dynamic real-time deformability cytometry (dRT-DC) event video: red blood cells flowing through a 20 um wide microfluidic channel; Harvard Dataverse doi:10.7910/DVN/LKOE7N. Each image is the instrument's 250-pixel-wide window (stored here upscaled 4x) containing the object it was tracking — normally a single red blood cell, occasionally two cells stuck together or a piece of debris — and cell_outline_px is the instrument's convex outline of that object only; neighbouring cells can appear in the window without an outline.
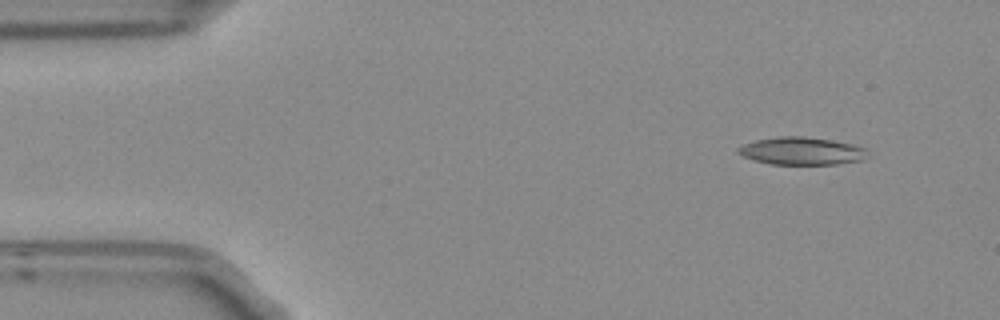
{"species": "Egyptian fruit bat (a non-hibernating species)", "species_latin": "Rousettus aegyptiacus", "temperature_condition": "room temperature", "stored_images_in_passage": 3, "camera_frame_rate_fps": 3000, "um_per_image_px": 0.085, "frame": {"image": 1, "passage_image": 1, "time_ms": 0.0, "image_size_px": [1000, 320], "cell_outline_px": [[864, 160], [836, 164], [768, 164], [744, 156], [736, 152], [736, 148], [744, 144], [756, 140], [780, 136], [804, 136], [832, 140], [852, 144], [864, 148]], "centroid_in_image_um": [68.09, 12.83], "position_along_channel_um": 16.9, "area_um2": 20.63}}